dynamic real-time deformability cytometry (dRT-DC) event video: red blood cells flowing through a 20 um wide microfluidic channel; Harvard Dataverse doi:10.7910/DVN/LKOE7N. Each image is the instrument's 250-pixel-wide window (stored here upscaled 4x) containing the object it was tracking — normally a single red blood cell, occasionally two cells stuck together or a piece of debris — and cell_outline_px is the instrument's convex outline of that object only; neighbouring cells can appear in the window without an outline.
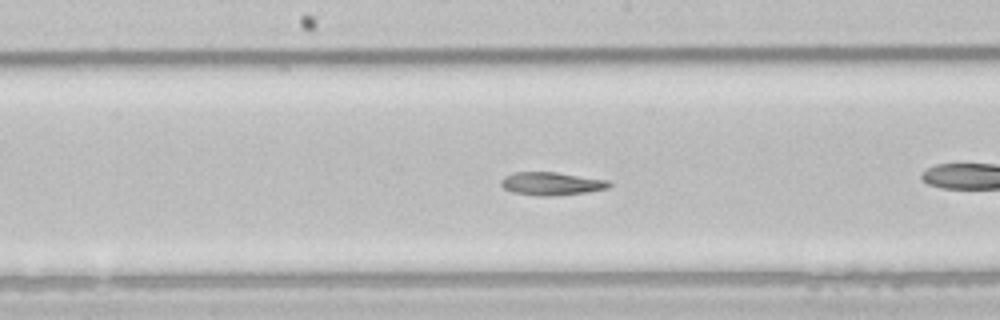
{"species": "common noctule bat (a hibernating species)", "species_latin": "Nyctalus noctula", "temperature_condition": "room temperature", "stored_images_in_passage": 37, "camera_frame_rate_fps": 3000, "um_per_image_px": 0.085, "animal": {"sex": "male", "body_mass_g": 21.5, "forearm_length_mm": 52.0}, "frame": {"image": 1, "passage_image": 11, "time_ms": 3.333, "image_size_px": [1000, 320], "cell_outline_px": [[612, 184], [608, 188], [588, 192], [552, 196], [536, 196], [512, 192], [504, 188], [500, 184], [500, 180], [504, 176], [516, 172], [556, 172], [608, 180]], "centroid_in_image_um": [46.86, 15.61], "position_along_channel_um": 201.3, "area_um2": 14.62}}